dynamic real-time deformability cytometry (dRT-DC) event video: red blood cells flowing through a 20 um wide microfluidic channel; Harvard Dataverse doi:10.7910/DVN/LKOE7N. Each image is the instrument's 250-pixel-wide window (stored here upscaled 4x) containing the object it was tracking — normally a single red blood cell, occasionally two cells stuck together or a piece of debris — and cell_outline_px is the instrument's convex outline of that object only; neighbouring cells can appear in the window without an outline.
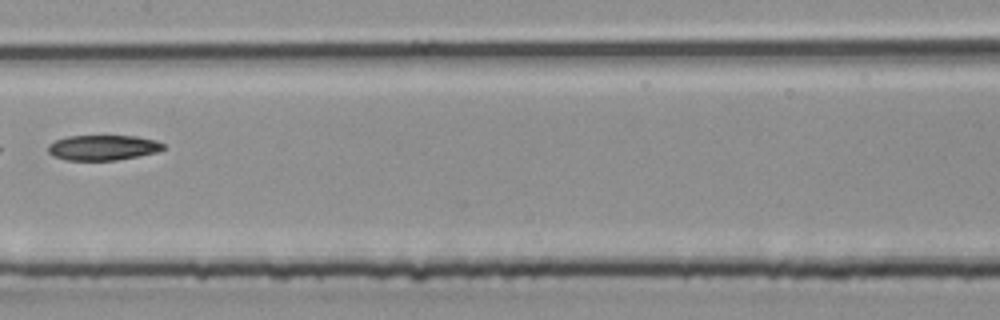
{"species": "common noctule bat (a hibernating species)", "species_latin": "Nyctalus noctula", "temperature_condition": "room temperature", "stored_images_in_passage": 38, "camera_frame_rate_fps": 3000, "um_per_image_px": 0.085, "animal": {"sex": "male", "body_mass_g": 20.4}, "frame": {"image": 1, "passage_image": 20, "time_ms": 6.333, "image_size_px": [1000, 320], "cell_outline_px": [[164, 148], [160, 152], [116, 160], [68, 160], [52, 156], [48, 152], [48, 144], [56, 140], [68, 136], [136, 136], [156, 140], [164, 144]], "centroid_in_image_um": [8.76, 12.55], "position_along_channel_um": 198.6, "area_um2": 16.99}}
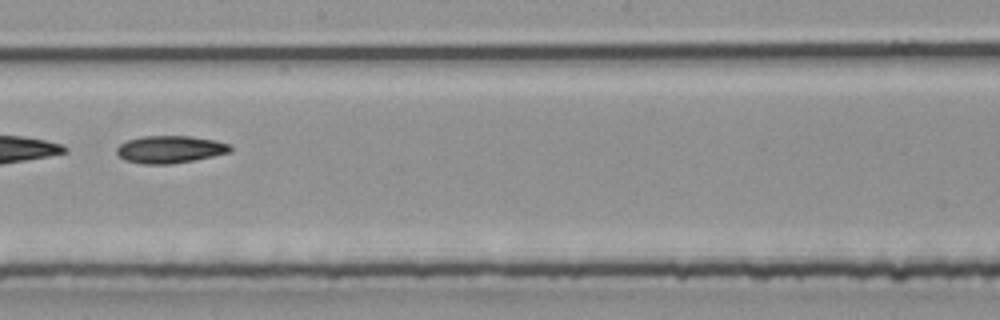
{"frame": {"image": 2, "passage_image": 22, "time_ms": 7.0, "image_size_px": [1000, 320], "cell_outline_px": [[232, 152], [172, 164], [144, 164], [124, 160], [116, 152], [116, 148], [120, 144], [128, 140], [144, 136], [192, 136], [216, 140], [228, 144], [232, 148]], "centroid_in_image_um": [14.46, 12.69], "position_along_channel_um": 233.7, "area_um2": 18.09}}